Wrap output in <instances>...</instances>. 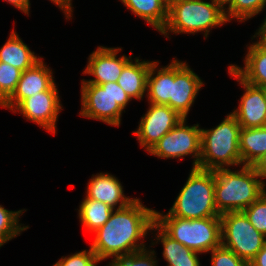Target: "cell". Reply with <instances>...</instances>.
<instances>
[{
  "mask_svg": "<svg viewBox=\"0 0 266 266\" xmlns=\"http://www.w3.org/2000/svg\"><path fill=\"white\" fill-rule=\"evenodd\" d=\"M155 210L149 209L136 198L129 205L112 211L109 220L95 231L91 246L99 261L108 257H122L145 248L136 242L146 236L155 222Z\"/></svg>",
  "mask_w": 266,
  "mask_h": 266,
  "instance_id": "1",
  "label": "cell"
},
{
  "mask_svg": "<svg viewBox=\"0 0 266 266\" xmlns=\"http://www.w3.org/2000/svg\"><path fill=\"white\" fill-rule=\"evenodd\" d=\"M252 166L240 171L228 168L214 170V195L218 213L243 211L265 192V183Z\"/></svg>",
  "mask_w": 266,
  "mask_h": 266,
  "instance_id": "2",
  "label": "cell"
},
{
  "mask_svg": "<svg viewBox=\"0 0 266 266\" xmlns=\"http://www.w3.org/2000/svg\"><path fill=\"white\" fill-rule=\"evenodd\" d=\"M241 126L237 119L229 114L214 129H201V155L199 168L203 170L223 169V165H240L239 150Z\"/></svg>",
  "mask_w": 266,
  "mask_h": 266,
  "instance_id": "3",
  "label": "cell"
},
{
  "mask_svg": "<svg viewBox=\"0 0 266 266\" xmlns=\"http://www.w3.org/2000/svg\"><path fill=\"white\" fill-rule=\"evenodd\" d=\"M214 171L192 168L169 214L182 219L220 217L215 204Z\"/></svg>",
  "mask_w": 266,
  "mask_h": 266,
  "instance_id": "4",
  "label": "cell"
},
{
  "mask_svg": "<svg viewBox=\"0 0 266 266\" xmlns=\"http://www.w3.org/2000/svg\"><path fill=\"white\" fill-rule=\"evenodd\" d=\"M155 222L173 239L197 252H209L221 245L220 217L182 219L155 212Z\"/></svg>",
  "mask_w": 266,
  "mask_h": 266,
  "instance_id": "5",
  "label": "cell"
},
{
  "mask_svg": "<svg viewBox=\"0 0 266 266\" xmlns=\"http://www.w3.org/2000/svg\"><path fill=\"white\" fill-rule=\"evenodd\" d=\"M224 6L217 0L205 2L202 0H177L168 8V20L161 33L165 36L168 31L174 33L205 32V37L211 27L228 22Z\"/></svg>",
  "mask_w": 266,
  "mask_h": 266,
  "instance_id": "6",
  "label": "cell"
},
{
  "mask_svg": "<svg viewBox=\"0 0 266 266\" xmlns=\"http://www.w3.org/2000/svg\"><path fill=\"white\" fill-rule=\"evenodd\" d=\"M82 110L80 115L119 126L121 114L130 96L117 82L101 85L82 83Z\"/></svg>",
  "mask_w": 266,
  "mask_h": 266,
  "instance_id": "7",
  "label": "cell"
},
{
  "mask_svg": "<svg viewBox=\"0 0 266 266\" xmlns=\"http://www.w3.org/2000/svg\"><path fill=\"white\" fill-rule=\"evenodd\" d=\"M220 221L221 245L249 264L265 245L266 236L255 229L243 211L221 214Z\"/></svg>",
  "mask_w": 266,
  "mask_h": 266,
  "instance_id": "8",
  "label": "cell"
},
{
  "mask_svg": "<svg viewBox=\"0 0 266 266\" xmlns=\"http://www.w3.org/2000/svg\"><path fill=\"white\" fill-rule=\"evenodd\" d=\"M183 118L173 129L167 132L148 151L152 155L161 158H179L186 155H194L193 168H199L201 155V129L199 124L185 125Z\"/></svg>",
  "mask_w": 266,
  "mask_h": 266,
  "instance_id": "9",
  "label": "cell"
},
{
  "mask_svg": "<svg viewBox=\"0 0 266 266\" xmlns=\"http://www.w3.org/2000/svg\"><path fill=\"white\" fill-rule=\"evenodd\" d=\"M203 82L187 64L173 60L171 63V96L169 107L181 117H187Z\"/></svg>",
  "mask_w": 266,
  "mask_h": 266,
  "instance_id": "10",
  "label": "cell"
},
{
  "mask_svg": "<svg viewBox=\"0 0 266 266\" xmlns=\"http://www.w3.org/2000/svg\"><path fill=\"white\" fill-rule=\"evenodd\" d=\"M182 119L183 117L168 105L150 103L147 113L142 117L139 128L134 134L137 136L141 147L149 151L154 144Z\"/></svg>",
  "mask_w": 266,
  "mask_h": 266,
  "instance_id": "11",
  "label": "cell"
},
{
  "mask_svg": "<svg viewBox=\"0 0 266 266\" xmlns=\"http://www.w3.org/2000/svg\"><path fill=\"white\" fill-rule=\"evenodd\" d=\"M60 109L62 107L55 83L47 91L29 96L16 107V110L20 111L28 120L37 123L53 134L56 133L55 124Z\"/></svg>",
  "mask_w": 266,
  "mask_h": 266,
  "instance_id": "12",
  "label": "cell"
},
{
  "mask_svg": "<svg viewBox=\"0 0 266 266\" xmlns=\"http://www.w3.org/2000/svg\"><path fill=\"white\" fill-rule=\"evenodd\" d=\"M229 73L238 78L245 88L239 108L231 114L237 119L241 128H256L266 126V101L264 88L244 81L230 66Z\"/></svg>",
  "mask_w": 266,
  "mask_h": 266,
  "instance_id": "13",
  "label": "cell"
},
{
  "mask_svg": "<svg viewBox=\"0 0 266 266\" xmlns=\"http://www.w3.org/2000/svg\"><path fill=\"white\" fill-rule=\"evenodd\" d=\"M121 48H106L99 46L88 58V65L84 74L94 75L95 79L82 83H91L96 85L105 84L108 82H117V79L122 73L124 66L131 60V57L125 55L117 58V53Z\"/></svg>",
  "mask_w": 266,
  "mask_h": 266,
  "instance_id": "14",
  "label": "cell"
},
{
  "mask_svg": "<svg viewBox=\"0 0 266 266\" xmlns=\"http://www.w3.org/2000/svg\"><path fill=\"white\" fill-rule=\"evenodd\" d=\"M54 83L51 70L40 60L21 73L15 91L1 106L14 111L24 99L47 91Z\"/></svg>",
  "mask_w": 266,
  "mask_h": 266,
  "instance_id": "15",
  "label": "cell"
},
{
  "mask_svg": "<svg viewBox=\"0 0 266 266\" xmlns=\"http://www.w3.org/2000/svg\"><path fill=\"white\" fill-rule=\"evenodd\" d=\"M86 198L101 201L113 209L118 203H120L118 206V209H120L135 200L125 197L119 180L107 173L97 174L90 180Z\"/></svg>",
  "mask_w": 266,
  "mask_h": 266,
  "instance_id": "16",
  "label": "cell"
},
{
  "mask_svg": "<svg viewBox=\"0 0 266 266\" xmlns=\"http://www.w3.org/2000/svg\"><path fill=\"white\" fill-rule=\"evenodd\" d=\"M131 59L123 68L117 83L130 96V98L141 99L147 87V76L152 62Z\"/></svg>",
  "mask_w": 266,
  "mask_h": 266,
  "instance_id": "17",
  "label": "cell"
},
{
  "mask_svg": "<svg viewBox=\"0 0 266 266\" xmlns=\"http://www.w3.org/2000/svg\"><path fill=\"white\" fill-rule=\"evenodd\" d=\"M158 230L157 240H161L164 250V259L168 266H200L197 252L185 247L177 240L170 237L156 222L150 230Z\"/></svg>",
  "mask_w": 266,
  "mask_h": 266,
  "instance_id": "18",
  "label": "cell"
},
{
  "mask_svg": "<svg viewBox=\"0 0 266 266\" xmlns=\"http://www.w3.org/2000/svg\"><path fill=\"white\" fill-rule=\"evenodd\" d=\"M248 50L244 69L236 65H230V67L247 83L265 88L266 49L260 48L254 43Z\"/></svg>",
  "mask_w": 266,
  "mask_h": 266,
  "instance_id": "19",
  "label": "cell"
},
{
  "mask_svg": "<svg viewBox=\"0 0 266 266\" xmlns=\"http://www.w3.org/2000/svg\"><path fill=\"white\" fill-rule=\"evenodd\" d=\"M39 60L13 30L7 42L0 48V62L11 64L22 72L33 67Z\"/></svg>",
  "mask_w": 266,
  "mask_h": 266,
  "instance_id": "20",
  "label": "cell"
},
{
  "mask_svg": "<svg viewBox=\"0 0 266 266\" xmlns=\"http://www.w3.org/2000/svg\"><path fill=\"white\" fill-rule=\"evenodd\" d=\"M239 150L242 164L252 166L266 152V126L241 128Z\"/></svg>",
  "mask_w": 266,
  "mask_h": 266,
  "instance_id": "21",
  "label": "cell"
},
{
  "mask_svg": "<svg viewBox=\"0 0 266 266\" xmlns=\"http://www.w3.org/2000/svg\"><path fill=\"white\" fill-rule=\"evenodd\" d=\"M121 2L159 32L166 26L169 7L163 0H121Z\"/></svg>",
  "mask_w": 266,
  "mask_h": 266,
  "instance_id": "22",
  "label": "cell"
},
{
  "mask_svg": "<svg viewBox=\"0 0 266 266\" xmlns=\"http://www.w3.org/2000/svg\"><path fill=\"white\" fill-rule=\"evenodd\" d=\"M158 62H152L148 76L147 87L149 101L152 104L168 105L171 96V63L164 68L159 69L157 75L154 73Z\"/></svg>",
  "mask_w": 266,
  "mask_h": 266,
  "instance_id": "23",
  "label": "cell"
},
{
  "mask_svg": "<svg viewBox=\"0 0 266 266\" xmlns=\"http://www.w3.org/2000/svg\"><path fill=\"white\" fill-rule=\"evenodd\" d=\"M113 210L101 201L85 197L79 207V218L87 230L95 232L109 220Z\"/></svg>",
  "mask_w": 266,
  "mask_h": 266,
  "instance_id": "24",
  "label": "cell"
},
{
  "mask_svg": "<svg viewBox=\"0 0 266 266\" xmlns=\"http://www.w3.org/2000/svg\"><path fill=\"white\" fill-rule=\"evenodd\" d=\"M227 4L228 10L224 11L227 21L234 17L243 22L260 13L265 8L266 0H230Z\"/></svg>",
  "mask_w": 266,
  "mask_h": 266,
  "instance_id": "25",
  "label": "cell"
},
{
  "mask_svg": "<svg viewBox=\"0 0 266 266\" xmlns=\"http://www.w3.org/2000/svg\"><path fill=\"white\" fill-rule=\"evenodd\" d=\"M22 211H9L0 205V247L20 234L21 231L29 228L28 226L18 225V218Z\"/></svg>",
  "mask_w": 266,
  "mask_h": 266,
  "instance_id": "26",
  "label": "cell"
},
{
  "mask_svg": "<svg viewBox=\"0 0 266 266\" xmlns=\"http://www.w3.org/2000/svg\"><path fill=\"white\" fill-rule=\"evenodd\" d=\"M22 71L11 64L0 62V106L13 94Z\"/></svg>",
  "mask_w": 266,
  "mask_h": 266,
  "instance_id": "27",
  "label": "cell"
},
{
  "mask_svg": "<svg viewBox=\"0 0 266 266\" xmlns=\"http://www.w3.org/2000/svg\"><path fill=\"white\" fill-rule=\"evenodd\" d=\"M243 212L255 229L266 236V191Z\"/></svg>",
  "mask_w": 266,
  "mask_h": 266,
  "instance_id": "28",
  "label": "cell"
},
{
  "mask_svg": "<svg viewBox=\"0 0 266 266\" xmlns=\"http://www.w3.org/2000/svg\"><path fill=\"white\" fill-rule=\"evenodd\" d=\"M154 254V251H146L144 248L122 257L114 258L109 266H157V261L153 259L155 258Z\"/></svg>",
  "mask_w": 266,
  "mask_h": 266,
  "instance_id": "29",
  "label": "cell"
},
{
  "mask_svg": "<svg viewBox=\"0 0 266 266\" xmlns=\"http://www.w3.org/2000/svg\"><path fill=\"white\" fill-rule=\"evenodd\" d=\"M212 266H249L247 262L238 257L232 250L220 245L212 251Z\"/></svg>",
  "mask_w": 266,
  "mask_h": 266,
  "instance_id": "30",
  "label": "cell"
},
{
  "mask_svg": "<svg viewBox=\"0 0 266 266\" xmlns=\"http://www.w3.org/2000/svg\"><path fill=\"white\" fill-rule=\"evenodd\" d=\"M99 259L90 248L89 251L83 250L69 257H63L53 266H96Z\"/></svg>",
  "mask_w": 266,
  "mask_h": 266,
  "instance_id": "31",
  "label": "cell"
},
{
  "mask_svg": "<svg viewBox=\"0 0 266 266\" xmlns=\"http://www.w3.org/2000/svg\"><path fill=\"white\" fill-rule=\"evenodd\" d=\"M253 169L261 176L266 177V152L252 165Z\"/></svg>",
  "mask_w": 266,
  "mask_h": 266,
  "instance_id": "32",
  "label": "cell"
},
{
  "mask_svg": "<svg viewBox=\"0 0 266 266\" xmlns=\"http://www.w3.org/2000/svg\"><path fill=\"white\" fill-rule=\"evenodd\" d=\"M249 266H266V243L249 263Z\"/></svg>",
  "mask_w": 266,
  "mask_h": 266,
  "instance_id": "33",
  "label": "cell"
},
{
  "mask_svg": "<svg viewBox=\"0 0 266 266\" xmlns=\"http://www.w3.org/2000/svg\"><path fill=\"white\" fill-rule=\"evenodd\" d=\"M53 3L59 6L61 10L66 14V18H71L72 5L71 0H51ZM69 17V18H68Z\"/></svg>",
  "mask_w": 266,
  "mask_h": 266,
  "instance_id": "34",
  "label": "cell"
},
{
  "mask_svg": "<svg viewBox=\"0 0 266 266\" xmlns=\"http://www.w3.org/2000/svg\"><path fill=\"white\" fill-rule=\"evenodd\" d=\"M260 36L259 42L257 41L255 44L260 48L266 49V19L261 25L259 31L256 33V36Z\"/></svg>",
  "mask_w": 266,
  "mask_h": 266,
  "instance_id": "35",
  "label": "cell"
},
{
  "mask_svg": "<svg viewBox=\"0 0 266 266\" xmlns=\"http://www.w3.org/2000/svg\"><path fill=\"white\" fill-rule=\"evenodd\" d=\"M7 2L13 4L16 8L20 9L23 11L25 14L29 15V7H30V2L29 0H6Z\"/></svg>",
  "mask_w": 266,
  "mask_h": 266,
  "instance_id": "36",
  "label": "cell"
},
{
  "mask_svg": "<svg viewBox=\"0 0 266 266\" xmlns=\"http://www.w3.org/2000/svg\"><path fill=\"white\" fill-rule=\"evenodd\" d=\"M167 6L169 7L172 3L176 2L177 0H163Z\"/></svg>",
  "mask_w": 266,
  "mask_h": 266,
  "instance_id": "37",
  "label": "cell"
},
{
  "mask_svg": "<svg viewBox=\"0 0 266 266\" xmlns=\"http://www.w3.org/2000/svg\"><path fill=\"white\" fill-rule=\"evenodd\" d=\"M220 2L223 6L226 5L230 0H217Z\"/></svg>",
  "mask_w": 266,
  "mask_h": 266,
  "instance_id": "38",
  "label": "cell"
},
{
  "mask_svg": "<svg viewBox=\"0 0 266 266\" xmlns=\"http://www.w3.org/2000/svg\"><path fill=\"white\" fill-rule=\"evenodd\" d=\"M264 97H265V101H266V87L264 88Z\"/></svg>",
  "mask_w": 266,
  "mask_h": 266,
  "instance_id": "39",
  "label": "cell"
}]
</instances>
